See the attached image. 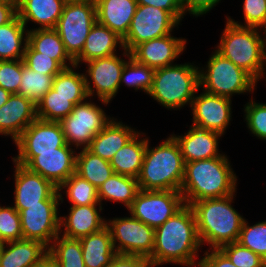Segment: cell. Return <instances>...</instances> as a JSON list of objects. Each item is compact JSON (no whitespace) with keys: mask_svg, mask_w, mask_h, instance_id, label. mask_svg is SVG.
Returning <instances> with one entry per match:
<instances>
[{"mask_svg":"<svg viewBox=\"0 0 266 267\" xmlns=\"http://www.w3.org/2000/svg\"><path fill=\"white\" fill-rule=\"evenodd\" d=\"M181 23L168 11L150 5H138L123 47L130 52L138 44L167 36Z\"/></svg>","mask_w":266,"mask_h":267,"instance_id":"obj_14","label":"cell"},{"mask_svg":"<svg viewBox=\"0 0 266 267\" xmlns=\"http://www.w3.org/2000/svg\"><path fill=\"white\" fill-rule=\"evenodd\" d=\"M198 267H237L220 249H207Z\"/></svg>","mask_w":266,"mask_h":267,"instance_id":"obj_48","label":"cell"},{"mask_svg":"<svg viewBox=\"0 0 266 267\" xmlns=\"http://www.w3.org/2000/svg\"><path fill=\"white\" fill-rule=\"evenodd\" d=\"M225 23L214 50L245 70L257 82L263 79L266 74V32L262 36L261 29L237 26L227 19Z\"/></svg>","mask_w":266,"mask_h":267,"instance_id":"obj_5","label":"cell"},{"mask_svg":"<svg viewBox=\"0 0 266 267\" xmlns=\"http://www.w3.org/2000/svg\"><path fill=\"white\" fill-rule=\"evenodd\" d=\"M22 239L19 212L12 205H0V244Z\"/></svg>","mask_w":266,"mask_h":267,"instance_id":"obj_42","label":"cell"},{"mask_svg":"<svg viewBox=\"0 0 266 267\" xmlns=\"http://www.w3.org/2000/svg\"><path fill=\"white\" fill-rule=\"evenodd\" d=\"M11 94L0 87V107L6 103Z\"/></svg>","mask_w":266,"mask_h":267,"instance_id":"obj_52","label":"cell"},{"mask_svg":"<svg viewBox=\"0 0 266 267\" xmlns=\"http://www.w3.org/2000/svg\"><path fill=\"white\" fill-rule=\"evenodd\" d=\"M0 3H17V0H0Z\"/></svg>","mask_w":266,"mask_h":267,"instance_id":"obj_54","label":"cell"},{"mask_svg":"<svg viewBox=\"0 0 266 267\" xmlns=\"http://www.w3.org/2000/svg\"><path fill=\"white\" fill-rule=\"evenodd\" d=\"M140 191L136 178L113 173L102 185L98 187L100 204L103 201H112L124 204L128 209Z\"/></svg>","mask_w":266,"mask_h":267,"instance_id":"obj_31","label":"cell"},{"mask_svg":"<svg viewBox=\"0 0 266 267\" xmlns=\"http://www.w3.org/2000/svg\"><path fill=\"white\" fill-rule=\"evenodd\" d=\"M221 0H181L185 15L188 13L193 17L207 14L216 7Z\"/></svg>","mask_w":266,"mask_h":267,"instance_id":"obj_49","label":"cell"},{"mask_svg":"<svg viewBox=\"0 0 266 267\" xmlns=\"http://www.w3.org/2000/svg\"><path fill=\"white\" fill-rule=\"evenodd\" d=\"M243 19L241 22L235 21L230 16L226 19L237 26L261 29L266 32V0H243ZM241 23V24H240Z\"/></svg>","mask_w":266,"mask_h":267,"instance_id":"obj_41","label":"cell"},{"mask_svg":"<svg viewBox=\"0 0 266 267\" xmlns=\"http://www.w3.org/2000/svg\"><path fill=\"white\" fill-rule=\"evenodd\" d=\"M96 22L94 0L66 1L55 30L73 60L81 54L86 38Z\"/></svg>","mask_w":266,"mask_h":267,"instance_id":"obj_8","label":"cell"},{"mask_svg":"<svg viewBox=\"0 0 266 267\" xmlns=\"http://www.w3.org/2000/svg\"><path fill=\"white\" fill-rule=\"evenodd\" d=\"M202 91L195 95L190 106L192 122L223 136L232 119V100Z\"/></svg>","mask_w":266,"mask_h":267,"instance_id":"obj_17","label":"cell"},{"mask_svg":"<svg viewBox=\"0 0 266 267\" xmlns=\"http://www.w3.org/2000/svg\"><path fill=\"white\" fill-rule=\"evenodd\" d=\"M28 44L35 51L56 60L63 68L75 65L55 29L28 30Z\"/></svg>","mask_w":266,"mask_h":267,"instance_id":"obj_30","label":"cell"},{"mask_svg":"<svg viewBox=\"0 0 266 267\" xmlns=\"http://www.w3.org/2000/svg\"><path fill=\"white\" fill-rule=\"evenodd\" d=\"M228 159L223 153L220 157L185 163L180 193L186 205L237 193L238 178Z\"/></svg>","mask_w":266,"mask_h":267,"instance_id":"obj_2","label":"cell"},{"mask_svg":"<svg viewBox=\"0 0 266 267\" xmlns=\"http://www.w3.org/2000/svg\"><path fill=\"white\" fill-rule=\"evenodd\" d=\"M86 98L88 97H63L51 88L36 104L37 119L59 122L71 113L77 103Z\"/></svg>","mask_w":266,"mask_h":267,"instance_id":"obj_33","label":"cell"},{"mask_svg":"<svg viewBox=\"0 0 266 267\" xmlns=\"http://www.w3.org/2000/svg\"><path fill=\"white\" fill-rule=\"evenodd\" d=\"M67 0H17V16L27 28L34 22L35 29H55ZM31 21V22H30Z\"/></svg>","mask_w":266,"mask_h":267,"instance_id":"obj_25","label":"cell"},{"mask_svg":"<svg viewBox=\"0 0 266 267\" xmlns=\"http://www.w3.org/2000/svg\"><path fill=\"white\" fill-rule=\"evenodd\" d=\"M56 75H46L28 68L22 59V77L17 94L26 96L37 104L43 96L52 88Z\"/></svg>","mask_w":266,"mask_h":267,"instance_id":"obj_37","label":"cell"},{"mask_svg":"<svg viewBox=\"0 0 266 267\" xmlns=\"http://www.w3.org/2000/svg\"><path fill=\"white\" fill-rule=\"evenodd\" d=\"M235 195L202 199L190 204L202 247L207 243L210 249H219L237 242L245 218L232 205Z\"/></svg>","mask_w":266,"mask_h":267,"instance_id":"obj_3","label":"cell"},{"mask_svg":"<svg viewBox=\"0 0 266 267\" xmlns=\"http://www.w3.org/2000/svg\"><path fill=\"white\" fill-rule=\"evenodd\" d=\"M36 119V104L26 96L11 94L0 107V135L15 141Z\"/></svg>","mask_w":266,"mask_h":267,"instance_id":"obj_21","label":"cell"},{"mask_svg":"<svg viewBox=\"0 0 266 267\" xmlns=\"http://www.w3.org/2000/svg\"><path fill=\"white\" fill-rule=\"evenodd\" d=\"M114 173L110 161L82 149L76 155V174L97 189Z\"/></svg>","mask_w":266,"mask_h":267,"instance_id":"obj_34","label":"cell"},{"mask_svg":"<svg viewBox=\"0 0 266 267\" xmlns=\"http://www.w3.org/2000/svg\"><path fill=\"white\" fill-rule=\"evenodd\" d=\"M138 5H150L170 12L179 22L186 16L181 0H136Z\"/></svg>","mask_w":266,"mask_h":267,"instance_id":"obj_47","label":"cell"},{"mask_svg":"<svg viewBox=\"0 0 266 267\" xmlns=\"http://www.w3.org/2000/svg\"><path fill=\"white\" fill-rule=\"evenodd\" d=\"M129 216L106 220L113 247L117 254L139 255L148 259L154 248L155 229Z\"/></svg>","mask_w":266,"mask_h":267,"instance_id":"obj_12","label":"cell"},{"mask_svg":"<svg viewBox=\"0 0 266 267\" xmlns=\"http://www.w3.org/2000/svg\"><path fill=\"white\" fill-rule=\"evenodd\" d=\"M145 135L144 132L138 131L114 154L110 160L114 173L138 178L148 141V137Z\"/></svg>","mask_w":266,"mask_h":267,"instance_id":"obj_28","label":"cell"},{"mask_svg":"<svg viewBox=\"0 0 266 267\" xmlns=\"http://www.w3.org/2000/svg\"><path fill=\"white\" fill-rule=\"evenodd\" d=\"M199 90V67L189 62L175 63L154 71L148 95L167 110H178L185 105L190 107Z\"/></svg>","mask_w":266,"mask_h":267,"instance_id":"obj_6","label":"cell"},{"mask_svg":"<svg viewBox=\"0 0 266 267\" xmlns=\"http://www.w3.org/2000/svg\"><path fill=\"white\" fill-rule=\"evenodd\" d=\"M48 257V247L36 240L0 244V267H36Z\"/></svg>","mask_w":266,"mask_h":267,"instance_id":"obj_23","label":"cell"},{"mask_svg":"<svg viewBox=\"0 0 266 267\" xmlns=\"http://www.w3.org/2000/svg\"><path fill=\"white\" fill-rule=\"evenodd\" d=\"M200 247L202 248V245L197 232L195 214L192 207L185 204L155 229L154 248L148 262L150 267L165 264L198 267Z\"/></svg>","mask_w":266,"mask_h":267,"instance_id":"obj_1","label":"cell"},{"mask_svg":"<svg viewBox=\"0 0 266 267\" xmlns=\"http://www.w3.org/2000/svg\"><path fill=\"white\" fill-rule=\"evenodd\" d=\"M14 208L21 212L25 206L41 205V201H60L58 188L40 174L13 162Z\"/></svg>","mask_w":266,"mask_h":267,"instance_id":"obj_16","label":"cell"},{"mask_svg":"<svg viewBox=\"0 0 266 267\" xmlns=\"http://www.w3.org/2000/svg\"><path fill=\"white\" fill-rule=\"evenodd\" d=\"M103 209L101 204L71 206L68 215L60 216V234L67 238L80 239L99 232L106 227V218L99 213Z\"/></svg>","mask_w":266,"mask_h":267,"instance_id":"obj_22","label":"cell"},{"mask_svg":"<svg viewBox=\"0 0 266 267\" xmlns=\"http://www.w3.org/2000/svg\"><path fill=\"white\" fill-rule=\"evenodd\" d=\"M206 67H199L200 88L207 93L233 98V95L254 92L257 81L245 70L224 58L216 50Z\"/></svg>","mask_w":266,"mask_h":267,"instance_id":"obj_7","label":"cell"},{"mask_svg":"<svg viewBox=\"0 0 266 267\" xmlns=\"http://www.w3.org/2000/svg\"><path fill=\"white\" fill-rule=\"evenodd\" d=\"M22 77V59L0 60V87L10 94H17Z\"/></svg>","mask_w":266,"mask_h":267,"instance_id":"obj_46","label":"cell"},{"mask_svg":"<svg viewBox=\"0 0 266 267\" xmlns=\"http://www.w3.org/2000/svg\"><path fill=\"white\" fill-rule=\"evenodd\" d=\"M154 69L136 62L130 57L124 65L120 87L124 83L127 87H133L135 91L142 90L148 94L153 86Z\"/></svg>","mask_w":266,"mask_h":267,"instance_id":"obj_39","label":"cell"},{"mask_svg":"<svg viewBox=\"0 0 266 267\" xmlns=\"http://www.w3.org/2000/svg\"><path fill=\"white\" fill-rule=\"evenodd\" d=\"M244 117L246 126L254 136L260 140H266V103L255 102L250 98L244 105Z\"/></svg>","mask_w":266,"mask_h":267,"instance_id":"obj_43","label":"cell"},{"mask_svg":"<svg viewBox=\"0 0 266 267\" xmlns=\"http://www.w3.org/2000/svg\"><path fill=\"white\" fill-rule=\"evenodd\" d=\"M97 23L122 39L127 35L138 3L136 0H94Z\"/></svg>","mask_w":266,"mask_h":267,"instance_id":"obj_24","label":"cell"},{"mask_svg":"<svg viewBox=\"0 0 266 267\" xmlns=\"http://www.w3.org/2000/svg\"><path fill=\"white\" fill-rule=\"evenodd\" d=\"M23 61L31 70L46 75H57L63 69L56 60L35 51L28 43L25 48Z\"/></svg>","mask_w":266,"mask_h":267,"instance_id":"obj_45","label":"cell"},{"mask_svg":"<svg viewBox=\"0 0 266 267\" xmlns=\"http://www.w3.org/2000/svg\"><path fill=\"white\" fill-rule=\"evenodd\" d=\"M121 51H123L121 55L126 57V60L115 54L85 63L87 65V70L84 72L87 95L91 98L96 96L104 106L109 105L117 95L125 62L131 57L126 49Z\"/></svg>","mask_w":266,"mask_h":267,"instance_id":"obj_11","label":"cell"},{"mask_svg":"<svg viewBox=\"0 0 266 267\" xmlns=\"http://www.w3.org/2000/svg\"><path fill=\"white\" fill-rule=\"evenodd\" d=\"M184 205L180 191L140 190L127 210L132 217L156 229Z\"/></svg>","mask_w":266,"mask_h":267,"instance_id":"obj_13","label":"cell"},{"mask_svg":"<svg viewBox=\"0 0 266 267\" xmlns=\"http://www.w3.org/2000/svg\"><path fill=\"white\" fill-rule=\"evenodd\" d=\"M79 240L86 267H105L117 254L107 227Z\"/></svg>","mask_w":266,"mask_h":267,"instance_id":"obj_29","label":"cell"},{"mask_svg":"<svg viewBox=\"0 0 266 267\" xmlns=\"http://www.w3.org/2000/svg\"><path fill=\"white\" fill-rule=\"evenodd\" d=\"M58 193L60 195V202L63 203L64 201L62 196L64 193L65 197L72 204L71 206L100 204L98 189L76 173L72 174L58 187Z\"/></svg>","mask_w":266,"mask_h":267,"instance_id":"obj_36","label":"cell"},{"mask_svg":"<svg viewBox=\"0 0 266 267\" xmlns=\"http://www.w3.org/2000/svg\"><path fill=\"white\" fill-rule=\"evenodd\" d=\"M91 101L88 97L77 103L71 113L59 121L67 144L76 149H86L112 119L101 106Z\"/></svg>","mask_w":266,"mask_h":267,"instance_id":"obj_9","label":"cell"},{"mask_svg":"<svg viewBox=\"0 0 266 267\" xmlns=\"http://www.w3.org/2000/svg\"><path fill=\"white\" fill-rule=\"evenodd\" d=\"M77 149L66 144L57 152H18L12 161L40 174L57 188L76 173Z\"/></svg>","mask_w":266,"mask_h":267,"instance_id":"obj_10","label":"cell"},{"mask_svg":"<svg viewBox=\"0 0 266 267\" xmlns=\"http://www.w3.org/2000/svg\"><path fill=\"white\" fill-rule=\"evenodd\" d=\"M18 152H57L67 144L59 122L33 121L13 142Z\"/></svg>","mask_w":266,"mask_h":267,"instance_id":"obj_19","label":"cell"},{"mask_svg":"<svg viewBox=\"0 0 266 267\" xmlns=\"http://www.w3.org/2000/svg\"><path fill=\"white\" fill-rule=\"evenodd\" d=\"M78 66L63 68L53 79L52 89L63 97H88L84 73H78Z\"/></svg>","mask_w":266,"mask_h":267,"instance_id":"obj_38","label":"cell"},{"mask_svg":"<svg viewBox=\"0 0 266 267\" xmlns=\"http://www.w3.org/2000/svg\"><path fill=\"white\" fill-rule=\"evenodd\" d=\"M48 257L58 267H86L79 239L59 234L48 247Z\"/></svg>","mask_w":266,"mask_h":267,"instance_id":"obj_35","label":"cell"},{"mask_svg":"<svg viewBox=\"0 0 266 267\" xmlns=\"http://www.w3.org/2000/svg\"><path fill=\"white\" fill-rule=\"evenodd\" d=\"M117 47L124 49L122 38L108 27L96 22L86 38L81 54L74 60L75 65L80 67L82 63L90 60L115 55Z\"/></svg>","mask_w":266,"mask_h":267,"instance_id":"obj_27","label":"cell"},{"mask_svg":"<svg viewBox=\"0 0 266 267\" xmlns=\"http://www.w3.org/2000/svg\"><path fill=\"white\" fill-rule=\"evenodd\" d=\"M237 267H266V261L238 242L228 243L219 248Z\"/></svg>","mask_w":266,"mask_h":267,"instance_id":"obj_44","label":"cell"},{"mask_svg":"<svg viewBox=\"0 0 266 267\" xmlns=\"http://www.w3.org/2000/svg\"><path fill=\"white\" fill-rule=\"evenodd\" d=\"M171 136L178 143L185 163L220 157L223 154L219 151L218 142L222 135L196 124L192 123L187 133H173Z\"/></svg>","mask_w":266,"mask_h":267,"instance_id":"obj_20","label":"cell"},{"mask_svg":"<svg viewBox=\"0 0 266 267\" xmlns=\"http://www.w3.org/2000/svg\"><path fill=\"white\" fill-rule=\"evenodd\" d=\"M237 242L266 261V220L250 226L245 219Z\"/></svg>","mask_w":266,"mask_h":267,"instance_id":"obj_40","label":"cell"},{"mask_svg":"<svg viewBox=\"0 0 266 267\" xmlns=\"http://www.w3.org/2000/svg\"><path fill=\"white\" fill-rule=\"evenodd\" d=\"M136 129L125 125L112 117L111 121L95 135L86 148L96 156L110 161L114 154L121 149L136 133Z\"/></svg>","mask_w":266,"mask_h":267,"instance_id":"obj_26","label":"cell"},{"mask_svg":"<svg viewBox=\"0 0 266 267\" xmlns=\"http://www.w3.org/2000/svg\"><path fill=\"white\" fill-rule=\"evenodd\" d=\"M187 40L171 34L142 42L131 51V57L138 63L154 70L175 64L184 52Z\"/></svg>","mask_w":266,"mask_h":267,"instance_id":"obj_18","label":"cell"},{"mask_svg":"<svg viewBox=\"0 0 266 267\" xmlns=\"http://www.w3.org/2000/svg\"><path fill=\"white\" fill-rule=\"evenodd\" d=\"M36 267H58L49 257Z\"/></svg>","mask_w":266,"mask_h":267,"instance_id":"obj_53","label":"cell"},{"mask_svg":"<svg viewBox=\"0 0 266 267\" xmlns=\"http://www.w3.org/2000/svg\"><path fill=\"white\" fill-rule=\"evenodd\" d=\"M28 30L18 16L0 26V60L23 59Z\"/></svg>","mask_w":266,"mask_h":267,"instance_id":"obj_32","label":"cell"},{"mask_svg":"<svg viewBox=\"0 0 266 267\" xmlns=\"http://www.w3.org/2000/svg\"><path fill=\"white\" fill-rule=\"evenodd\" d=\"M60 201H41L19 212L23 239L36 240L47 247L60 234Z\"/></svg>","mask_w":266,"mask_h":267,"instance_id":"obj_15","label":"cell"},{"mask_svg":"<svg viewBox=\"0 0 266 267\" xmlns=\"http://www.w3.org/2000/svg\"><path fill=\"white\" fill-rule=\"evenodd\" d=\"M149 138L140 174V190L180 191L184 179L185 161L175 139L170 135L156 147H150Z\"/></svg>","mask_w":266,"mask_h":267,"instance_id":"obj_4","label":"cell"},{"mask_svg":"<svg viewBox=\"0 0 266 267\" xmlns=\"http://www.w3.org/2000/svg\"><path fill=\"white\" fill-rule=\"evenodd\" d=\"M105 267H150L148 259L139 255L116 254Z\"/></svg>","mask_w":266,"mask_h":267,"instance_id":"obj_50","label":"cell"},{"mask_svg":"<svg viewBox=\"0 0 266 267\" xmlns=\"http://www.w3.org/2000/svg\"><path fill=\"white\" fill-rule=\"evenodd\" d=\"M17 16V3H0V26L11 22Z\"/></svg>","mask_w":266,"mask_h":267,"instance_id":"obj_51","label":"cell"}]
</instances>
